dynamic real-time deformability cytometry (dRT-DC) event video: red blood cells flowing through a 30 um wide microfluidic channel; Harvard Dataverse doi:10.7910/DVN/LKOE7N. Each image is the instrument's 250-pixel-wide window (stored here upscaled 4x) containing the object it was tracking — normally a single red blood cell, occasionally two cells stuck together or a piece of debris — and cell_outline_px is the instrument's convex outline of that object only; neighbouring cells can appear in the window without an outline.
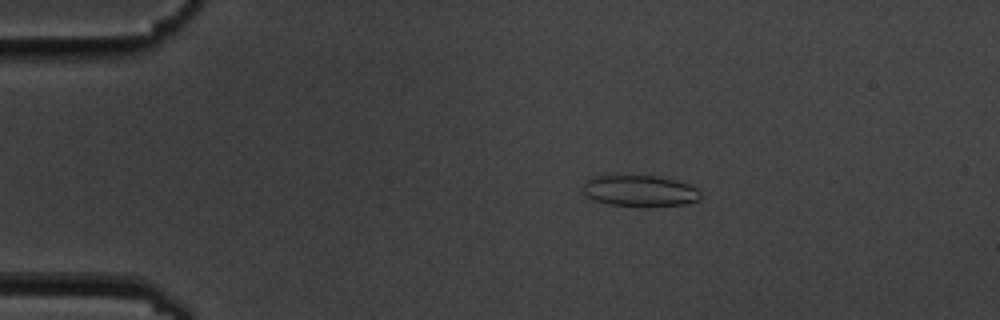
{"species": "common noctule bat (a hibernating species)", "species_latin": "Nyctalus noctula", "temperature_condition": "cold", "stored_images_in_passage": 4, "camera_frame_rate_fps": 3000, "um_per_image_px": 0.085, "animal": {"sex": "male", "body_mass_g": 19.5, "forearm_length_mm": 54.6}, "frame": {"image": 1, "passage_image": 3, "time_ms": 2.0, "image_size_px": [1000, 320], "cell_outline_px": [[700, 200], [684, 204], [644, 208], [640, 208], [608, 204], [596, 200], [588, 196], [584, 192], [584, 180], [592, 176], [612, 172], [660, 176], [676, 180], [688, 184], [696, 188], [700, 192]], "centroid_in_image_um": [54.34, 16.18], "position_along_channel_um": 30.7, "area_um2": 22.72}}